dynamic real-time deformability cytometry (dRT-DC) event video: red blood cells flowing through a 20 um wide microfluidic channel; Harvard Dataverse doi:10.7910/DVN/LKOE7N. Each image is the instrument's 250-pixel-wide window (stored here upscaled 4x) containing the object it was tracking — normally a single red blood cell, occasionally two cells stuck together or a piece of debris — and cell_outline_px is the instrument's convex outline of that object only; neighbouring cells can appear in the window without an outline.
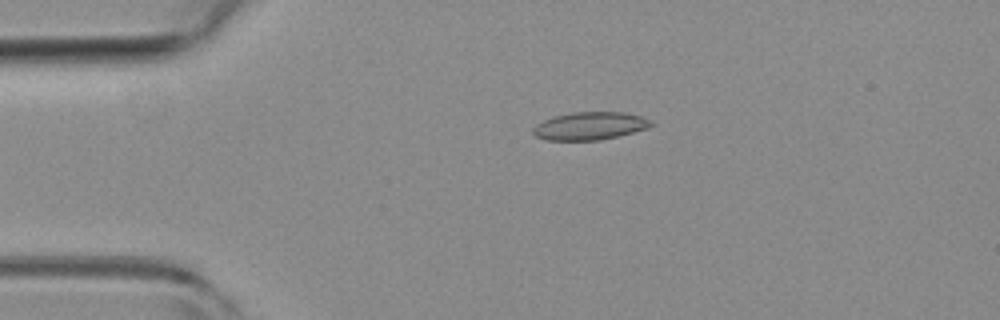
{"species": "common noctule bat (a hibernating species)", "species_latin": "Nyctalus noctula", "temperature_condition": "room temperature", "stored_images_in_passage": 3, "camera_frame_rate_fps": 3000, "um_per_image_px": 0.085, "animal": {"sex": "female", "body_mass_g": 19.3, "forearm_length_mm": 54.1}, "frame": {"image": 1, "passage_image": 3, "time_ms": 0.667, "image_size_px": [1000, 320], "cell_outline_px": [[656, 124], [648, 128], [600, 140], [544, 140], [536, 136], [532, 132], [532, 128], [536, 124], [552, 116], [572, 112], [624, 112], [640, 116], [652, 120]], "centroid_in_image_um": [50.13, 10.7], "position_along_channel_um": 34.9, "area_um2": 19.25}}